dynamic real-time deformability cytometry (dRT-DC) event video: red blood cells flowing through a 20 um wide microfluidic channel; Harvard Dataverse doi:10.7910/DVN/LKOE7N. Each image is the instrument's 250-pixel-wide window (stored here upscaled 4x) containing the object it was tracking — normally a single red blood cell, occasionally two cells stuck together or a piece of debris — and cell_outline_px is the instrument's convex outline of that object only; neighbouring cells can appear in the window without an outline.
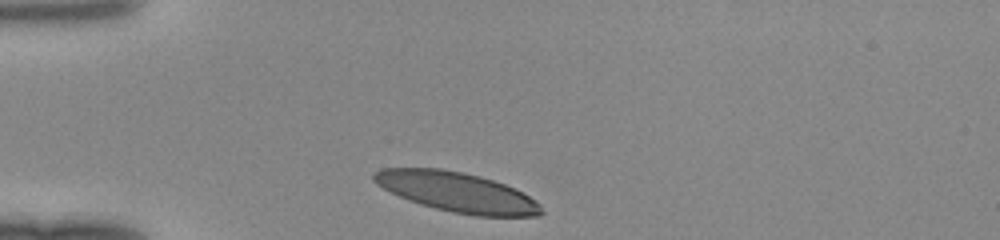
{"species": "human", "species_latin": "Homo sapiens", "temperature_condition": "room temperature", "stored_images_in_passage": 27, "camera_frame_rate_fps": 3000, "um_per_image_px": 0.085, "donor": {"sex": "female"}, "frame": {"image": 1, "passage_image": 1, "time_ms": 0.0, "image_size_px": [1000, 240], "cell_outline_px": [[544, 212], [540, 216], [472, 216], [452, 212], [420, 204], [408, 200], [376, 184], [372, 180], [372, 172], [380, 168], [440, 168], [464, 172], [480, 176], [516, 188], [540, 204]], "centroid_in_image_um": [38.83, 16.32], "position_along_channel_um": 46.2, "area_um2": 38.9}}
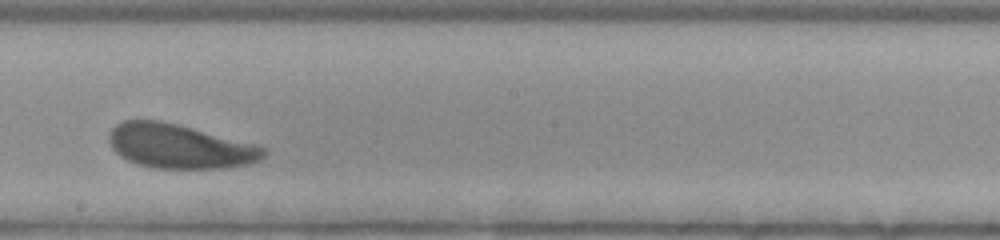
{"frame": {"image": 2, "passage_image": 16, "time_ms": 5.0, "image_size_px": [1000, 240], "cell_outline_px": [[268, 152], [260, 160], [248, 164], [224, 168], [156, 168], [136, 164], [120, 156], [112, 148], [108, 140], [108, 136], [112, 128], [116, 124], [124, 120], [160, 120], [256, 144], [264, 148]], "centroid_in_image_um": [15.25, 12.43], "position_along_channel_um": 233.0, "area_um2": 39.77}}
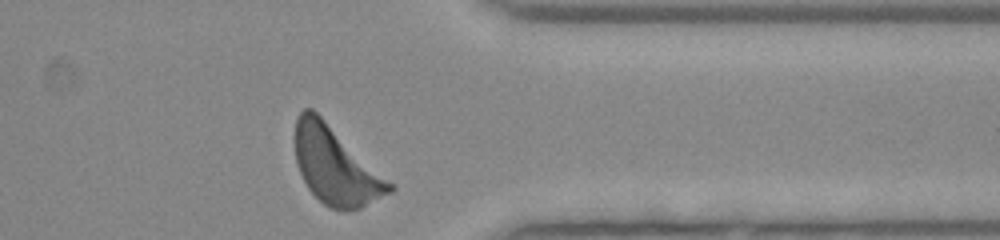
{"frame": {"image": 3, "passage_image": 27, "time_ms": 8.667, "image_size_px": [1000, 240], "cell_outline_px": [[396, 188], [392, 192], [360, 208], [344, 212], [328, 208], [308, 188], [296, 164], [296, 116], [304, 108], [312, 108], [396, 184]], "centroid_in_image_um": [28.58, 14.11], "position_along_channel_um": 382.8, "area_um2": 42.83}}